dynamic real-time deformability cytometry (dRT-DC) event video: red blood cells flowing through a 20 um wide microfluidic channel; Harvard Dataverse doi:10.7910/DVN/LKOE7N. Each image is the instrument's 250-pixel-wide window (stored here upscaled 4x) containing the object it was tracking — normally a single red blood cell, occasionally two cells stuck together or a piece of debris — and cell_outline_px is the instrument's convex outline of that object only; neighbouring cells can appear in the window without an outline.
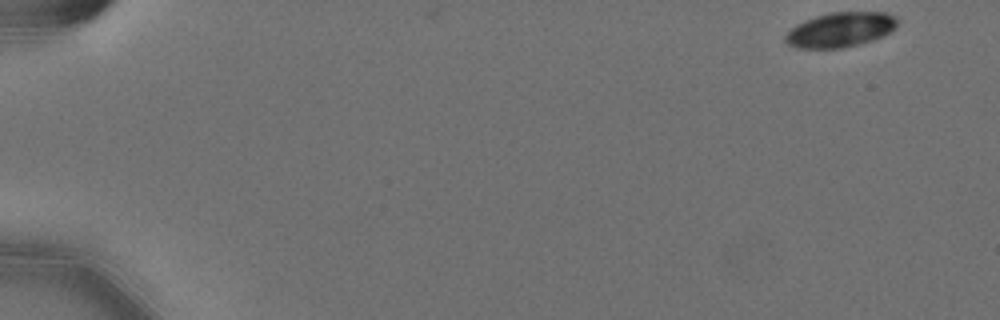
{"species": "Egyptian fruit bat (a non-hibernating species)", "species_latin": "Rousettus aegyptiacus", "temperature_condition": "cold", "stored_images_in_passage": 4, "camera_frame_rate_fps": 3000, "um_per_image_px": 0.085, "animal": {"sex": "female"}, "frame": {"image": 1, "passage_image": 1, "time_ms": 0.0, "image_size_px": [1000, 320], "cell_outline_px": [[896, 28], [884, 36], [860, 44], [840, 48], [796, 48], [788, 44], [784, 40], [784, 36], [796, 24], [804, 20], [816, 16], [832, 12], [884, 12], [896, 16]], "centroid_in_image_um": [71.43, 2.53], "position_along_channel_um": 13.6, "area_um2": 22.72}}